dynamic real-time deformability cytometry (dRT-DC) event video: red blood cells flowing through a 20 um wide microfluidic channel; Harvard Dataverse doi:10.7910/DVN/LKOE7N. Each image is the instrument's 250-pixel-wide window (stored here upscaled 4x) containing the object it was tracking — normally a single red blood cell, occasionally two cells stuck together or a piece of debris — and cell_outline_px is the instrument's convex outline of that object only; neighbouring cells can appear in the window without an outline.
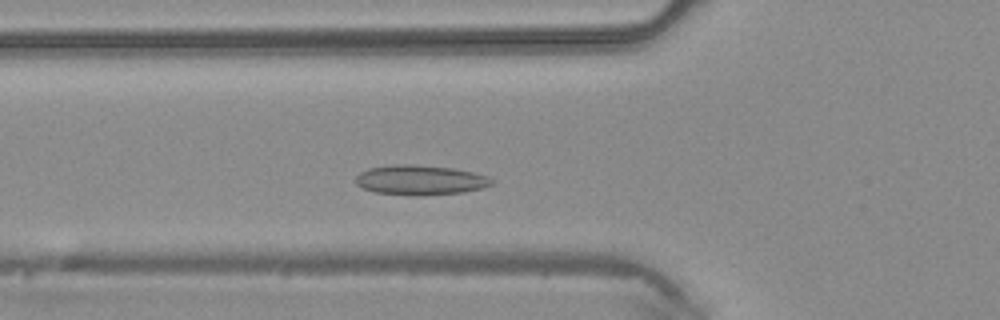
{"species": "common noctule bat (a hibernating species)", "species_latin": "Nyctalus noctula", "temperature_condition": "warm", "stored_images_in_passage": 39, "camera_frame_rate_fps": 3000, "um_per_image_px": 0.085, "animal": {"sex": "male", "body_mass_g": 20.4}, "frame": {"image": 1, "passage_image": 9, "time_ms": 2.667, "image_size_px": [1000, 320], "cell_outline_px": [[492, 184], [480, 188], [464, 192], [416, 196], [376, 192], [364, 188], [356, 184], [356, 176], [360, 172], [368, 168], [392, 164], [412, 164], [452, 168], [472, 172], [488, 176], [492, 180]], "centroid_in_image_um": [35.69, 15.29], "position_along_channel_um": 90.1, "area_um2": 23.52}}
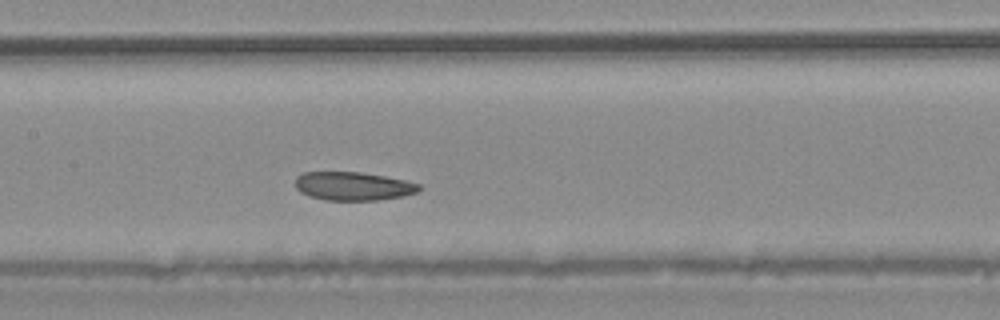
{"frame": {"image": 2, "passage_image": 15, "time_ms": 4.667, "image_size_px": [1000, 320], "cell_outline_px": [[420, 188], [416, 192], [404, 196], [376, 200], [324, 200], [308, 196], [300, 192], [296, 188], [296, 176], [304, 172], [360, 172], [384, 176], [404, 180], [420, 184]], "centroid_in_image_um": [29.98, 15.82], "position_along_channel_um": 177.4, "area_um2": 20.52}}
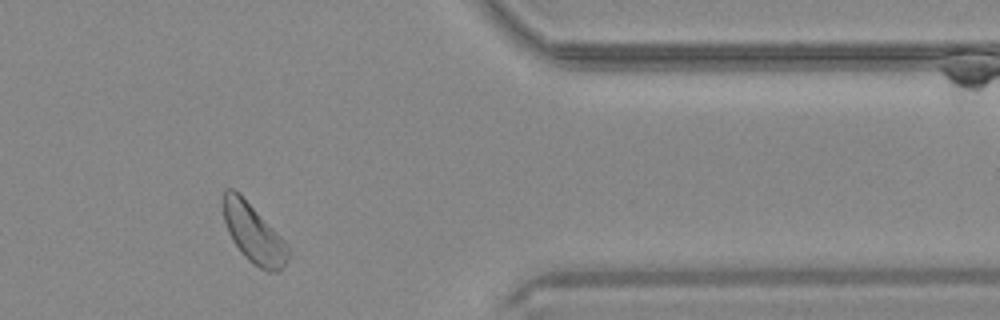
{"frame": {"image": 3, "passage_image": 31, "time_ms": 10.0, "image_size_px": [1000, 320], "cell_outline_px": [[288, 256], [280, 272], [268, 272], [260, 268], [248, 260], [244, 256], [232, 240], [228, 232], [224, 220], [224, 192], [228, 188], [232, 188], [240, 192], [280, 236], [288, 248]], "centroid_in_image_um": [21.53, 19.84], "position_along_channel_um": 389.9, "area_um2": 21.91}}